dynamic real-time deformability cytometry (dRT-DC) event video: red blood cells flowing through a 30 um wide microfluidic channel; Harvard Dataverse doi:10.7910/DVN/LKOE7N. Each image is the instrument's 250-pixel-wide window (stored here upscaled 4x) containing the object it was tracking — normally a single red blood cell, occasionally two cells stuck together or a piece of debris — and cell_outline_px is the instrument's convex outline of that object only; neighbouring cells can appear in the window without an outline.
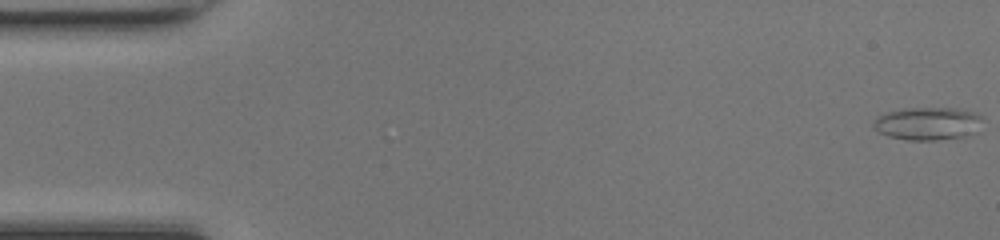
{"species": "common noctule bat (a hibernating species)", "species_latin": "Nyctalus noctula", "temperature_condition": "room temperature", "stored_images_in_passage": 41, "camera_frame_rate_fps": 3000, "um_per_image_px": 0.085, "animal": {"sex": "female", "body_mass_g": 17.0, "forearm_length_mm": 48.0}, "frame": {"image": 1, "passage_image": 1, "time_ms": 0.0, "image_size_px": [1000, 240], "cell_outline_px": [[984, 120], [980, 132], [968, 136], [936, 140], [908, 140], [888, 136], [880, 132], [872, 124], [872, 120], [876, 116], [884, 112], [904, 108], [956, 108], [972, 112], [984, 116]], "centroid_in_image_um": [78.92, 10.5], "position_along_channel_um": 6.1, "area_um2": 21.5}}
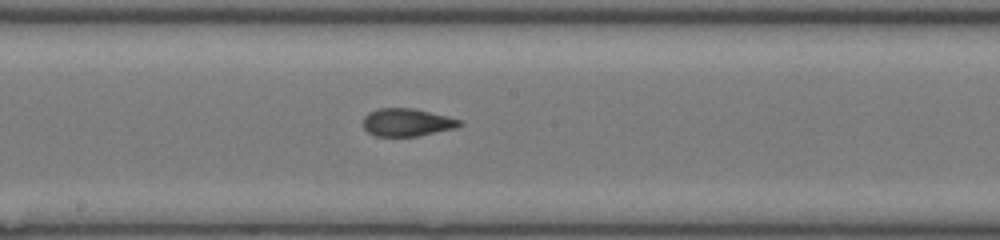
{"frame": {"image": 2, "passage_image": 26, "time_ms": 8.333, "image_size_px": [1000, 240], "cell_outline_px": [[464, 124], [456, 128], [420, 136], [376, 136], [368, 132], [364, 128], [364, 116], [368, 112], [380, 108], [412, 108], [448, 116], [460, 120]], "centroid_in_image_um": [34.61, 10.4], "position_along_channel_um": 213.6, "area_um2": 15.66}}
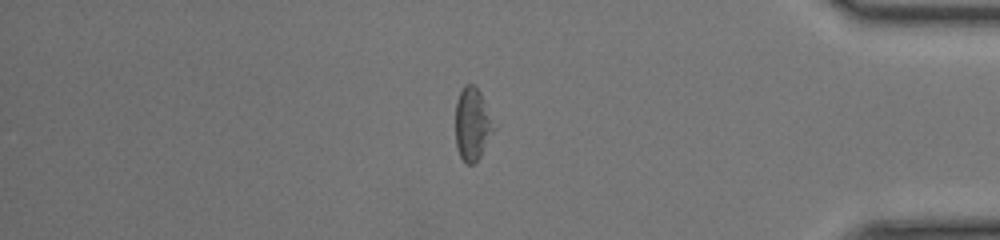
{"frame": {"image": 3, "passage_image": 41, "time_ms": 13.333, "image_size_px": [1000, 240], "cell_outline_px": [[496, 128], [480, 156], [472, 164], [468, 164], [460, 156], [456, 144], [456, 100], [464, 84], [472, 84], [480, 92]], "centroid_in_image_um": [40.15, 10.54], "position_along_channel_um": 395.1, "area_um2": 16.01}, "authors_computed_cell_mechanics": {"area_um2": 16.0106, "velocity_mm_per_s": 4.311, "shape_relaxation_time_tau1_ms": null, "shape_relaxation_time_tau2_ms": 1.5141, "deformation_change_tau1": null, "deformation_change_tau2": 0.073}}